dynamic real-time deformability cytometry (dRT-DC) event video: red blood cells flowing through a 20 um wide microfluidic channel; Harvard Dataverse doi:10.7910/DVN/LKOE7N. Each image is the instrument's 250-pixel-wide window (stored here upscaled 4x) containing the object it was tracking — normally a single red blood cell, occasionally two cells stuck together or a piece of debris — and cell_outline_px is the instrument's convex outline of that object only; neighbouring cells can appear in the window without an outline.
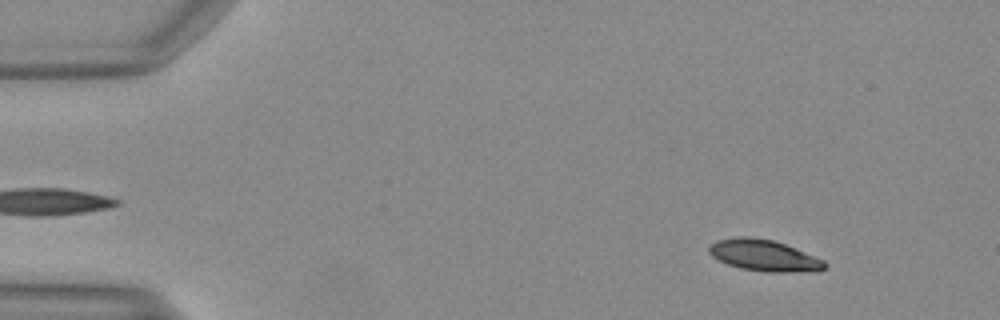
{"species": "Egyptian fruit bat (a non-hibernating species)", "species_latin": "Rousettus aegyptiacus", "temperature_condition": "warm", "stored_images_in_passage": 49, "camera_frame_rate_fps": 3000, "um_per_image_px": 0.085, "animal": {"sex": "female"}, "frame": {"image": 1, "passage_image": 5, "time_ms": 1.333, "image_size_px": [1000, 320], "cell_outline_px": [[828, 264], [824, 268], [816, 272], [768, 272], [740, 268], [728, 264], [712, 256], [708, 252], [708, 248], [716, 240], [740, 236], [744, 236], [772, 240], [784, 244], [824, 260]], "centroid_in_image_um": [64.96, 21.73], "position_along_channel_um": 20.0, "area_um2": 20.98}}
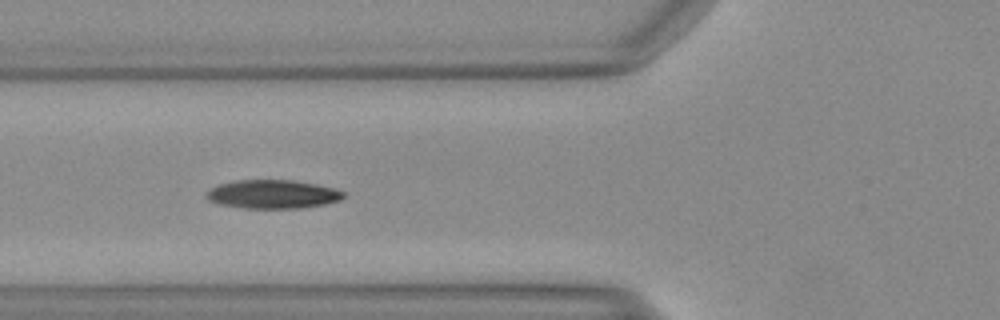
{"frame": {"image": 2, "passage_image": 18, "time_ms": 5.667, "image_size_px": [1000, 320], "cell_outline_px": [[344, 196], [340, 200], [324, 204], [300, 208], [240, 208], [220, 204], [208, 200], [204, 196], [212, 188], [220, 184], [236, 180], [292, 180], [316, 184], [332, 188], [344, 192]], "centroid_in_image_um": [23.16, 16.51], "position_along_channel_um": 102.6, "area_um2": 22.72}}
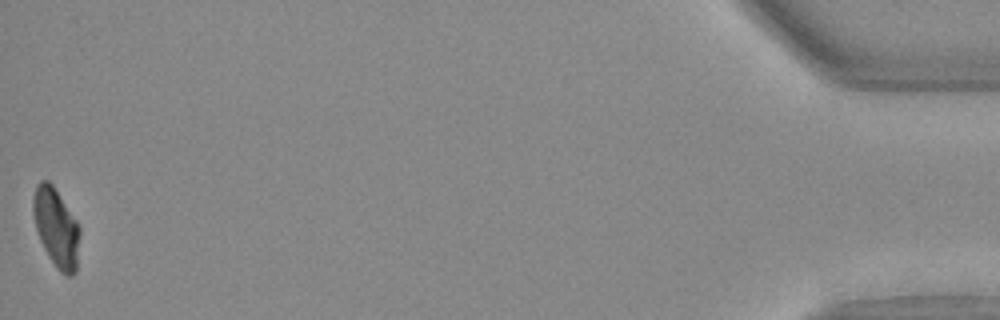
{"frame": {"image": 3, "passage_image": 49, "time_ms": 16.0, "image_size_px": [1000, 320], "cell_outline_px": [[80, 232], [76, 272], [72, 276], [68, 276], [60, 272], [48, 256], [40, 240], [36, 228], [32, 212], [32, 200], [36, 184], [40, 180], [48, 180], [52, 184], [76, 220], [80, 228]], "centroid_in_image_um": [4.77, 19.35], "position_along_channel_um": 430.4, "area_um2": 21.39}}